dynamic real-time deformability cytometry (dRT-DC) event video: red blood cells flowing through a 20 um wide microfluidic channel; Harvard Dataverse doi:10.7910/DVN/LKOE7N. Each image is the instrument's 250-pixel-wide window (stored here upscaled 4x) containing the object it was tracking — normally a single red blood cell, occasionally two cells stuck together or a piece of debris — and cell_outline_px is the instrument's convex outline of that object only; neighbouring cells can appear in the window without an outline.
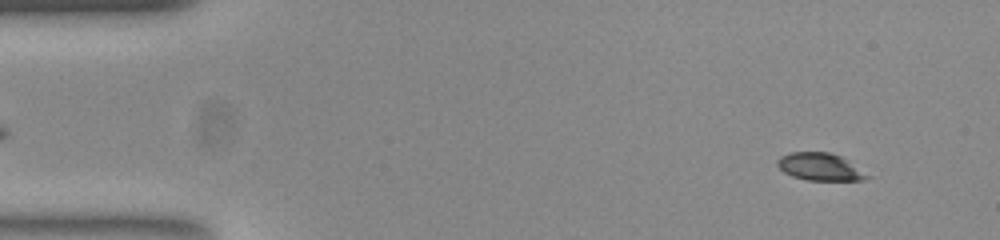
{"species": "common noctule bat (a hibernating species)", "species_latin": "Nyctalus noctula", "temperature_condition": "room temperature", "stored_images_in_passage": 53, "camera_frame_rate_fps": 3000, "um_per_image_px": 0.085, "animal": {"sex": "female", "body_mass_g": 23.0, "forearm_length_mm": 53.4}, "frame": {"image": 1, "passage_image": 4, "time_ms": 1.0, "image_size_px": [1000, 240], "cell_outline_px": [[872, 176], [864, 180], [808, 180], [792, 176], [784, 172], [776, 164], [776, 160], [780, 156], [788, 152], [828, 152], [840, 156]], "centroid_in_image_um": [69.68, 14.17], "position_along_channel_um": 15.3, "area_um2": 14.33}}
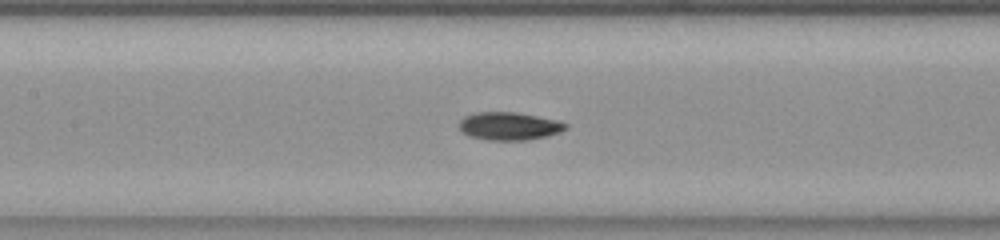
{"frame": {"image": 2, "passage_image": 24, "time_ms": 7.667, "image_size_px": [1000, 240], "cell_outline_px": [[568, 128], [560, 132], [548, 136], [528, 140], [488, 140], [472, 136], [464, 132], [460, 128], [460, 120], [464, 116], [472, 112], [516, 112], [556, 120], [568, 124]], "centroid_in_image_um": [43.3, 10.71], "position_along_channel_um": 164.1, "area_um2": 17.28}}
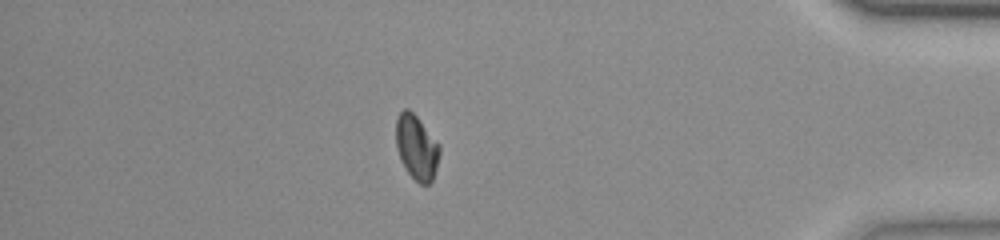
{"frame": {"image": 3, "passage_image": 46, "time_ms": 15.0, "image_size_px": [1000, 240], "cell_outline_px": [[440, 152], [436, 168], [432, 180], [428, 184], [420, 184], [408, 172], [400, 160], [396, 144], [396, 120], [400, 112], [404, 108], [408, 108], [416, 116], [440, 144]], "centroid_in_image_um": [35.41, 12.51], "position_along_channel_um": 399.8, "area_um2": 16.3}, "authors_computed_cell_mechanics": {"area_um2": 16.5886, "velocity_mm_per_s": 3.7912, "shape_relaxation_time_tau1_ms": 4.0489, "shape_relaxation_time_tau2_ms": 2.0849, "deformation_change_tau1": 0.1321, "deformation_change_tau2": 0.0505}}